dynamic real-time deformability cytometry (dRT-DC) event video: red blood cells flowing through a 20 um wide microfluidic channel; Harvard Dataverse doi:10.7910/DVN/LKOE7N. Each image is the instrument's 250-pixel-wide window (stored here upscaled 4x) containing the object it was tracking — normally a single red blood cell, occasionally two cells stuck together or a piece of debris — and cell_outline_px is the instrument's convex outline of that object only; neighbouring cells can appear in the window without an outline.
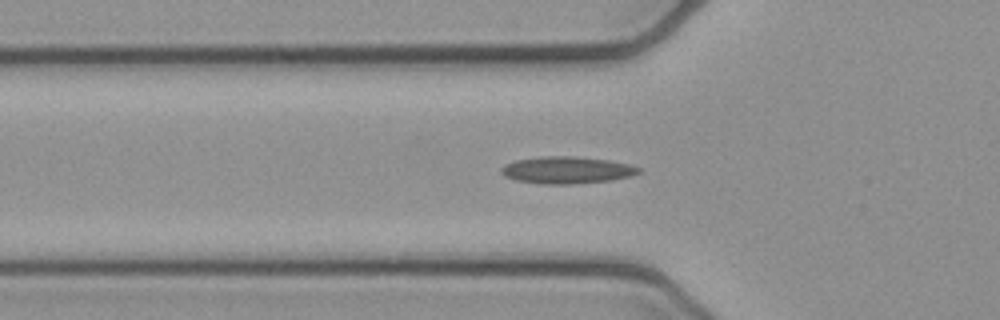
{"species": "common noctule bat (a hibernating species)", "species_latin": "Nyctalus noctula", "temperature_condition": "cold", "stored_images_in_passage": 41, "camera_frame_rate_fps": 3000, "um_per_image_px": 0.085, "animal": {"sex": "female", "body_mass_g": 21.9}, "frame": {"image": 1, "passage_image": 6, "time_ms": 1.667, "image_size_px": [1000, 320], "cell_outline_px": [[640, 172], [632, 176], [612, 180], [572, 184], [540, 184], [516, 180], [504, 176], [500, 172], [500, 168], [504, 164], [516, 160], [540, 156], [572, 156], [608, 160], [628, 164], [640, 168]], "centroid_in_image_um": [48.14, 14.46], "position_along_channel_um": 77.7, "area_um2": 21.73}}
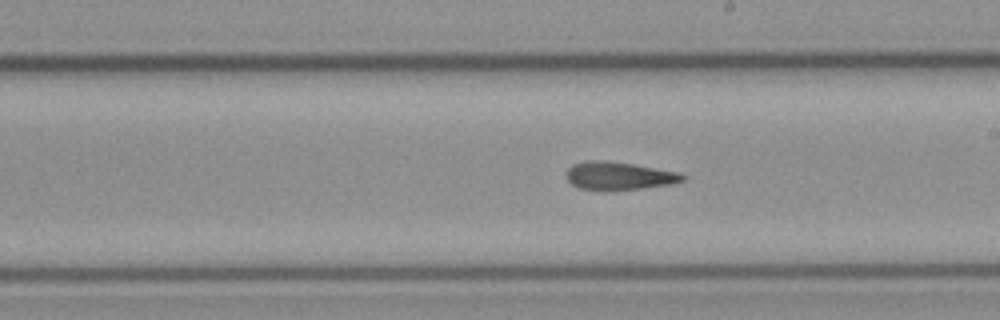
{"frame": {"image": 2, "passage_image": 18, "time_ms": 5.667, "image_size_px": [1000, 320], "cell_outline_px": [[688, 176], [684, 180], [672, 184], [644, 188], [608, 192], [580, 188], [572, 184], [564, 176], [564, 172], [572, 164], [588, 160], [604, 160], [632, 164], [680, 172]], "centroid_in_image_um": [52.59, 14.96], "position_along_channel_um": 236.4, "area_um2": 19.54}}
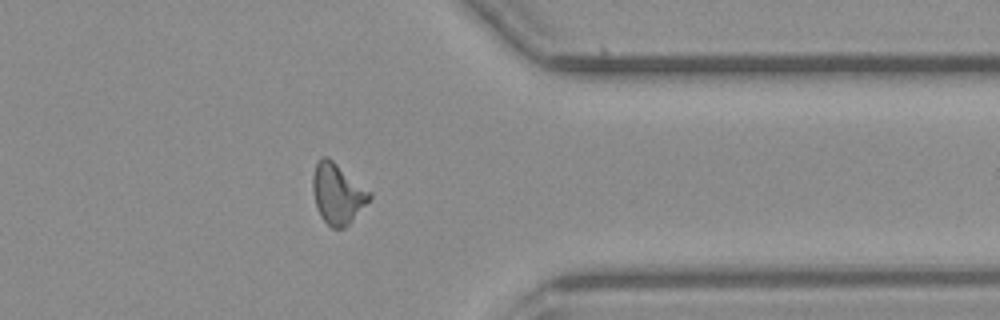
{"frame": {"image": 3, "passage_image": 30, "time_ms": 9.667, "image_size_px": [1000, 320], "cell_outline_px": [[372, 196], [352, 220], [344, 228], [332, 228], [320, 216], [316, 204], [312, 188], [312, 176], [316, 164], [324, 156], [328, 156], [372, 192]], "centroid_in_image_um": [28.69, 16.44], "position_along_channel_um": 382.7, "area_um2": 19.77}, "authors_computed_cell_mechanics": {"area_um2": 18.9584, "velocity_mm_per_s": 3.9468, "shape_relaxation_time_tau1_ms": null, "shape_relaxation_time_tau2_ms": 5.8637, "deformation_change_tau1": null, "deformation_change_tau2": 0.1495}}